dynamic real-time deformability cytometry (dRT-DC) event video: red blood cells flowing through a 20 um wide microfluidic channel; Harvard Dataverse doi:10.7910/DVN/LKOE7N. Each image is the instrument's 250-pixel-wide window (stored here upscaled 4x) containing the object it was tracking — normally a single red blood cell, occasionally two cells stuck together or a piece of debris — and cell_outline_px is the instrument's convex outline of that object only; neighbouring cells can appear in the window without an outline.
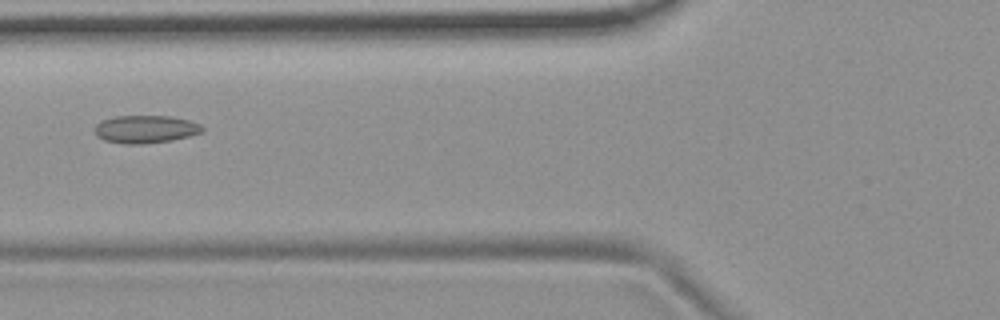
{"species": "common noctule bat (a hibernating species)", "species_latin": "Nyctalus noctula", "temperature_condition": "room temperature", "stored_images_in_passage": 7, "camera_frame_rate_fps": 3000, "um_per_image_px": 0.085, "animal": {"sex": "female", "body_mass_g": 19.9}, "frame": {"image": 1, "passage_image": 7, "time_ms": 7.0, "image_size_px": [1000, 320], "cell_outline_px": [[204, 132], [172, 140], [140, 144], [124, 144], [104, 140], [96, 136], [96, 124], [104, 120], [116, 116], [168, 116], [188, 120], [200, 124], [204, 128]], "centroid_in_image_um": [12.39, 10.98], "position_along_channel_um": 113.4, "area_um2": 17.28}}